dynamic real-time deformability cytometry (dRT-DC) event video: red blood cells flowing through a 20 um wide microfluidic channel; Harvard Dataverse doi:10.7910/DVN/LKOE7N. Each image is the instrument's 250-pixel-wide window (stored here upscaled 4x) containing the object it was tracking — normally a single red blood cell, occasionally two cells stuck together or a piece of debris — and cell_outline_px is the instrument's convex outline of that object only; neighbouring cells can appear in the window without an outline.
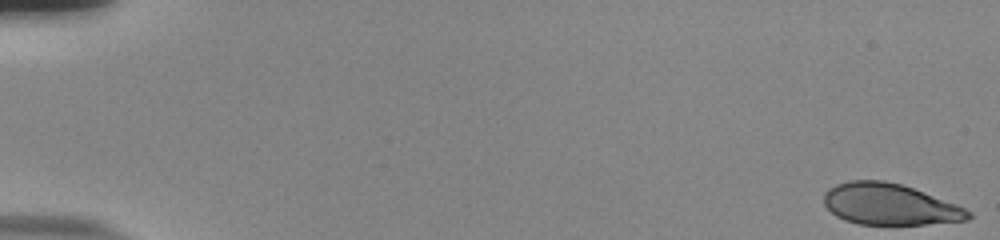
{"species": "human", "species_latin": "Homo sapiens", "temperature_condition": "room temperature", "stored_images_in_passage": 54, "camera_frame_rate_fps": 3000, "um_per_image_px": 0.085, "donor": {"sex": "male"}, "frame": {"image": 1, "passage_image": 1, "time_ms": 0.0, "image_size_px": [1000, 240], "cell_outline_px": [[972, 216], [968, 220], [924, 224], [860, 224], [844, 220], [836, 216], [824, 204], [824, 192], [828, 188], [836, 184], [848, 180], [884, 180], [900, 184], [912, 188], [956, 204], [972, 212]], "centroid_in_image_um": [75.59, 17.36], "position_along_channel_um": 9.4, "area_um2": 34.56}}
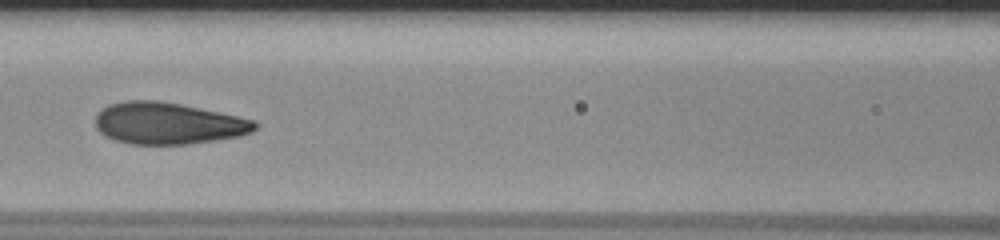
{"frame": {"image": 2, "passage_image": 26, "time_ms": 8.333, "image_size_px": [1000, 240], "cell_outline_px": [[256, 128], [252, 132], [240, 136], [216, 140], [188, 144], [132, 144], [116, 140], [104, 136], [96, 128], [96, 116], [108, 104], [128, 100], [156, 100], [180, 104], [256, 120]], "centroid_in_image_um": [14.28, 10.49], "position_along_channel_um": 152.3, "area_um2": 38.61}}
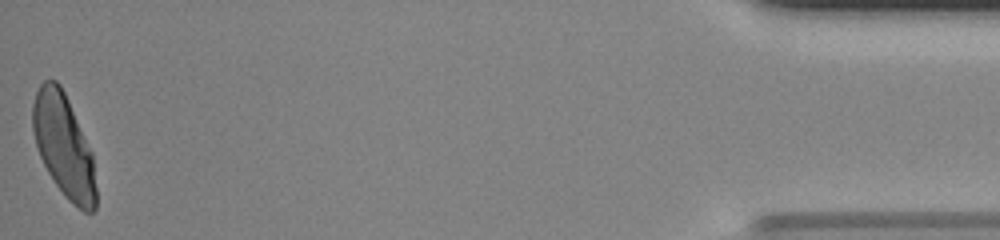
{"frame": {"image": 3, "passage_image": 54, "time_ms": 17.667, "image_size_px": [1000, 240], "cell_outline_px": [[96, 208], [92, 212], [84, 212], [72, 204], [64, 196], [48, 172], [40, 156], [36, 144], [32, 128], [32, 104], [36, 92], [40, 84], [44, 80], [56, 80], [60, 84], [64, 92], [92, 152], [96, 188]], "centroid_in_image_um": [5.41, 12.41], "position_along_channel_um": 429.8, "area_um2": 37.74}, "authors_computed_cell_mechanics": {"area_um2": 38.4948, "velocity_mm_per_s": 3.8658, "shape_relaxation_time_tau1_ms": 4.2275, "shape_relaxation_time_tau2_ms": null, "deformation_change_tau1": 0.1932, "deformation_change_tau2": null}}